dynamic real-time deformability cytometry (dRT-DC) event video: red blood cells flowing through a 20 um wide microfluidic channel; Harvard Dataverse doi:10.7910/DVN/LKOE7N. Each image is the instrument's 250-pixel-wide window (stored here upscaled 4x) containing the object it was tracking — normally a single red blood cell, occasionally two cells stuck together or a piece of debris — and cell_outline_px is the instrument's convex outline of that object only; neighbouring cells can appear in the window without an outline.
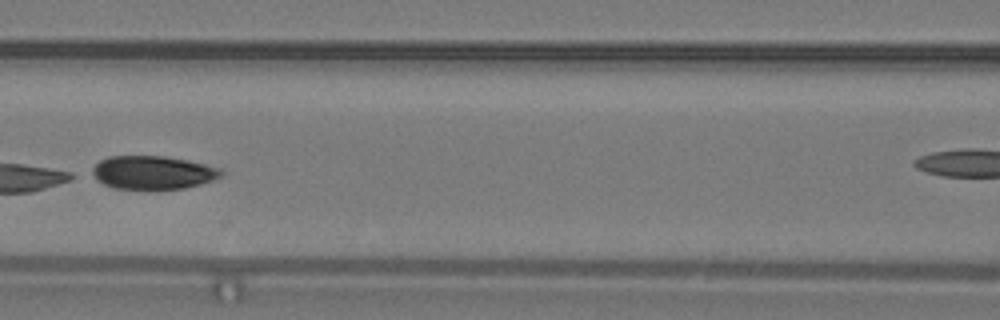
{"species": "common noctule bat (a hibernating species)", "species_latin": "Nyctalus noctula", "temperature_condition": "warm", "stored_images_in_passage": 16, "camera_frame_rate_fps": 3000, "um_per_image_px": 0.085, "animal": {"sex": "male", "body_mass_g": 19.2, "forearm_length_mm": 51.8}, "frame": {"image": 1, "passage_image": 11, "time_ms": 3.333, "image_size_px": [1000, 320], "cell_outline_px": [[224, 172], [220, 176], [212, 180], [200, 184], [184, 188], [112, 188], [96, 180], [88, 172], [100, 160], [108, 156], [164, 156], [188, 160], [220, 168]], "centroid_in_image_um": [12.94, 14.65], "position_along_channel_um": 153.7, "area_um2": 24.97}}